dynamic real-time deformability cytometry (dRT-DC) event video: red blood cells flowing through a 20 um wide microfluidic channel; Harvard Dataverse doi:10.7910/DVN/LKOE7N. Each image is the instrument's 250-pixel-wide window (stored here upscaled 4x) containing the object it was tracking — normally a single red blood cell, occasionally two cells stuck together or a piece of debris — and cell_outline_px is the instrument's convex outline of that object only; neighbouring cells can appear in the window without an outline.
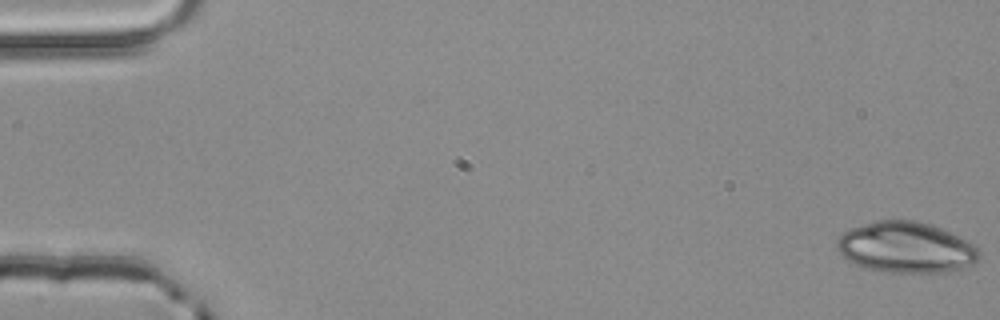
{"species": "common noctule bat (a hibernating species)", "species_latin": "Nyctalus noctula", "temperature_condition": "room temperature", "stored_images_in_passage": 4, "camera_frame_rate_fps": 3000, "um_per_image_px": 0.085, "animal": {"sex": "male", "body_mass_g": 20.4}, "frame": {"image": 1, "passage_image": 1, "time_ms": 0.0, "image_size_px": [1000, 320], "cell_outline_px": [[980, 260], [964, 268], [948, 272], [892, 272], [864, 268], [848, 260], [836, 248], [836, 240], [848, 228], [876, 220], [916, 220], [932, 224], [968, 240], [980, 252]], "centroid_in_image_um": [77.02, 21.02], "position_along_channel_um": 8.0, "area_um2": 42.43}}